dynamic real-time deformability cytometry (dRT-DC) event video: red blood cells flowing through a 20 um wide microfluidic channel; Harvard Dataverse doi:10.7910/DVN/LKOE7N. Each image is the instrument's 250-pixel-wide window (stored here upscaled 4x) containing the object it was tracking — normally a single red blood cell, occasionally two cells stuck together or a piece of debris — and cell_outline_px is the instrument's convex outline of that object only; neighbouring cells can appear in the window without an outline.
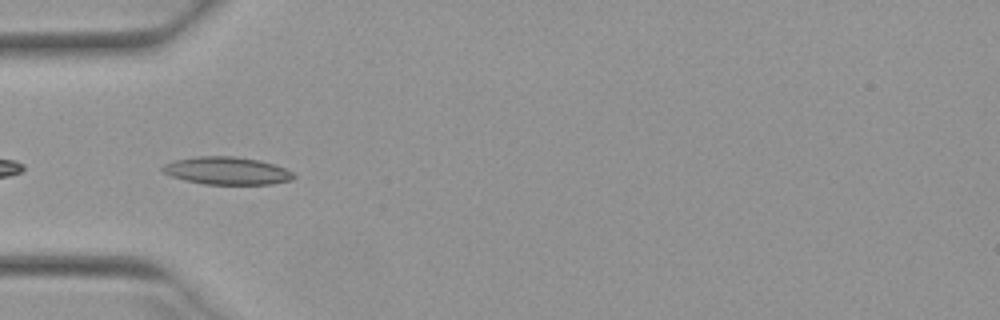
{"species": "Egyptian fruit bat (a non-hibernating species)", "species_latin": "Rousettus aegyptiacus", "temperature_condition": "warm", "stored_images_in_passage": 37, "camera_frame_rate_fps": 3000, "um_per_image_px": 0.085, "animal": {"sex": "female"}, "frame": {"image": 1, "passage_image": 2, "time_ms": 0.333, "image_size_px": [1000, 320], "cell_outline_px": [[296, 176], [292, 180], [272, 184], [204, 184], [184, 180], [172, 176], [164, 172], [160, 168], [164, 164], [172, 160], [196, 156], [232, 156], [260, 160], [284, 168], [292, 172]], "centroid_in_image_um": [19.26, 14.51], "position_along_channel_um": 65.7, "area_um2": 21.15}}
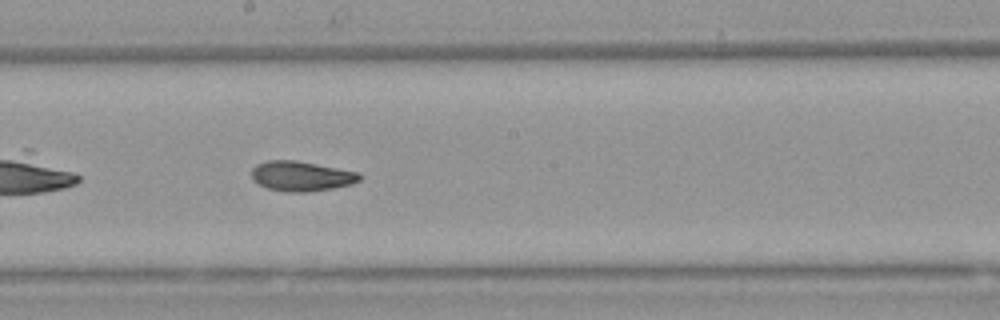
{"frame": {"image": 2, "passage_image": 14, "time_ms": 4.333, "image_size_px": [1000, 320], "cell_outline_px": [[360, 180], [352, 184], [332, 188], [308, 192], [288, 192], [268, 188], [256, 184], [252, 180], [252, 168], [256, 164], [268, 160], [296, 160], [360, 172]], "centroid_in_image_um": [25.59, 14.97], "position_along_channel_um": 222.6, "area_um2": 18.96}}
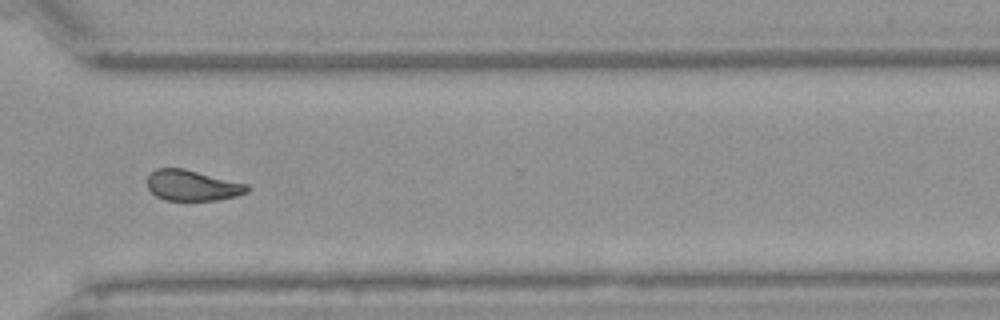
{"frame": {"image": 3, "passage_image": 24, "time_ms": 7.667, "image_size_px": [1000, 320], "cell_outline_px": [[248, 192], [236, 196], [216, 200], [164, 200], [156, 196], [148, 188], [148, 176], [156, 168], [184, 168], [248, 184]], "centroid_in_image_um": [16.35, 15.76], "position_along_channel_um": 354.3, "area_um2": 17.8}, "authors_computed_cell_mechanics": {"area_um2": 18.785, "velocity_mm_per_s": 3.9488, "shape_relaxation_time_tau1_ms": 6.622, "shape_relaxation_time_tau2_ms": 2.8385, "deformation_change_tau1": 0.1861, "deformation_change_tau2": 0.0946}}